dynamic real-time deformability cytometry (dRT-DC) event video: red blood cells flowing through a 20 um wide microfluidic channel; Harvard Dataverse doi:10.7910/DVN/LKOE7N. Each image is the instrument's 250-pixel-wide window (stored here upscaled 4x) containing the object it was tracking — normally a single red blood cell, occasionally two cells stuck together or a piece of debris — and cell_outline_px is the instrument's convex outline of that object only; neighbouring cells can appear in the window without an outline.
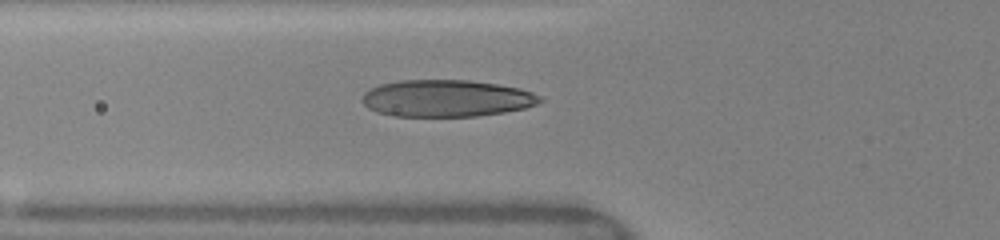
{"species": "human", "species_latin": "Homo sapiens", "temperature_condition": "warm", "stored_images_in_passage": 46, "camera_frame_rate_fps": 3000, "um_per_image_px": 0.085, "donor": {"sex": "female"}, "frame": {"image": 1, "passage_image": 32, "time_ms": 6.0, "image_size_px": [1000, 240], "cell_outline_px": [[544, 100], [536, 104], [524, 108], [504, 112], [476, 116], [392, 116], [376, 112], [368, 108], [360, 100], [364, 92], [380, 84], [400, 80], [468, 80], [496, 84], [520, 88], [532, 92], [540, 96]], "centroid_in_image_um": [37.93, 8.36], "position_along_channel_um": 87.9, "area_um2": 38.32}}
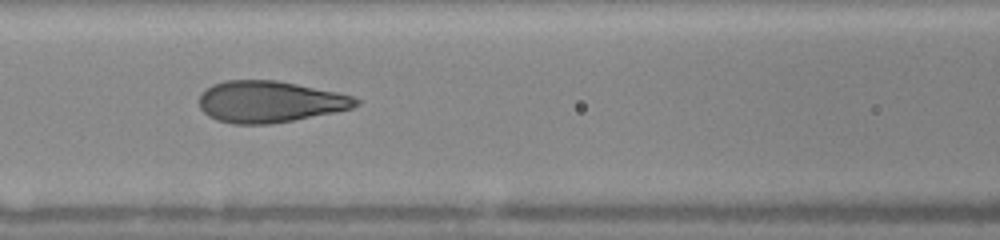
{"frame": {"image": 2, "passage_image": 38, "time_ms": 7.333, "image_size_px": [1000, 240], "cell_outline_px": [[360, 104], [352, 108], [336, 112], [292, 120], [268, 124], [232, 124], [216, 120], [208, 116], [200, 108], [200, 92], [212, 84], [224, 80], [276, 80], [336, 92], [352, 96], [360, 100]], "centroid_in_image_um": [22.89, 8.64], "position_along_channel_um": 143.7, "area_um2": 37.92}}